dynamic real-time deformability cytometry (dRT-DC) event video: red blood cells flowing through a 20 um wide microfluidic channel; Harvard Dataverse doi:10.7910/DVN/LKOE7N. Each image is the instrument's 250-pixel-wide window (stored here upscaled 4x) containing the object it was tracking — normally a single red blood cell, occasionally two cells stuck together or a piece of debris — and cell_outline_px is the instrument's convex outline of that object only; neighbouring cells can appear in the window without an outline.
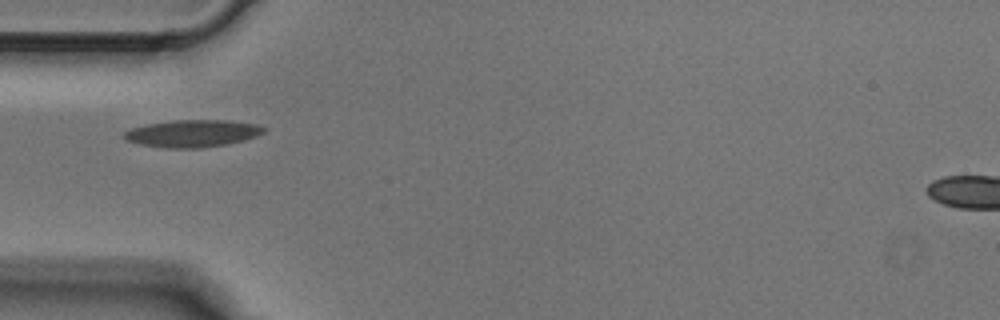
{"species": "Egyptian fruit bat (a non-hibernating species)", "species_latin": "Rousettus aegyptiacus", "temperature_condition": "cold", "stored_images_in_passage": 5, "camera_frame_rate_fps": 3000, "um_per_image_px": 0.085, "animal": {"sex": "male"}, "frame": {"image": 1, "passage_image": 4, "time_ms": 1.0, "image_size_px": [1000, 320], "cell_outline_px": [[268, 128], [264, 132], [256, 136], [244, 140], [224, 144], [200, 148], [164, 148], [140, 144], [124, 140], [120, 136], [124, 132], [132, 128], [148, 124], [172, 120], [228, 120], [256, 124]], "centroid_in_image_um": [16.33, 11.34], "position_along_channel_um": 68.7, "area_um2": 22.25}}
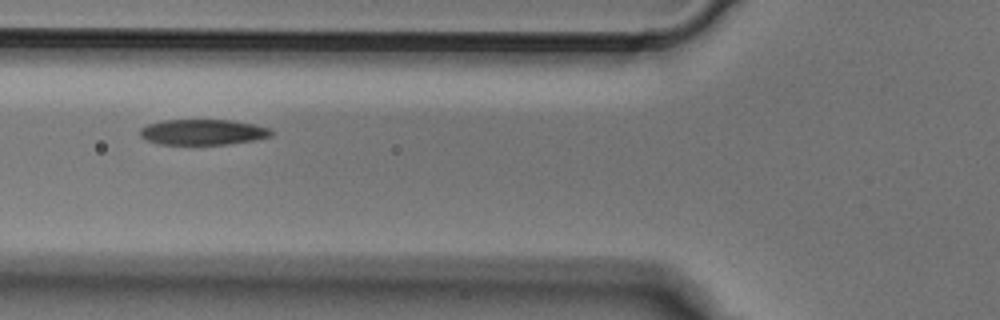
{"frame": {"image": 2, "passage_image": 5, "time_ms": 1.333, "image_size_px": [1000, 320], "cell_outline_px": [[272, 136], [252, 140], [228, 144], [160, 144], [148, 140], [140, 136], [140, 128], [148, 124], [160, 120], [232, 120], [272, 128]], "centroid_in_image_um": [17.24, 11.22], "position_along_channel_um": 108.6, "area_um2": 19.48}}